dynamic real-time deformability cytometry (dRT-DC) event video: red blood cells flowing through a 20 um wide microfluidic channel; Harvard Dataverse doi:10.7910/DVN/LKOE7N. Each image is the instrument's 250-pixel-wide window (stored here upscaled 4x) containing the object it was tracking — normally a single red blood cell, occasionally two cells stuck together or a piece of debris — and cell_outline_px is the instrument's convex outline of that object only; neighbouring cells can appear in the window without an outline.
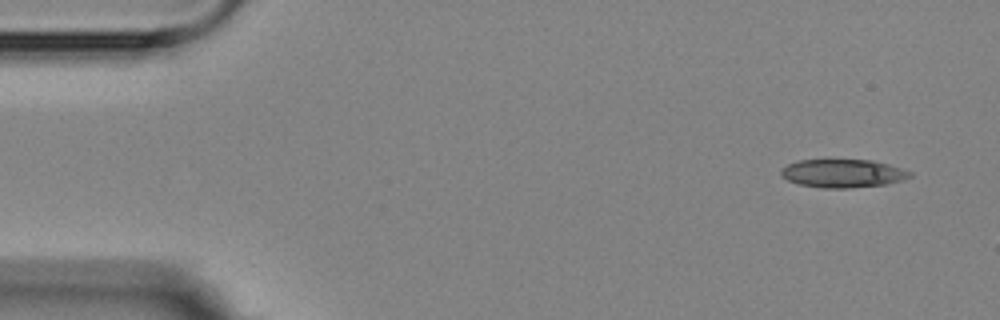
{"species": "Egyptian fruit bat (a non-hibernating species)", "species_latin": "Rousettus aegyptiacus", "temperature_condition": "room temperature", "stored_images_in_passage": 3, "camera_frame_rate_fps": 3000, "um_per_image_px": 0.085, "animal": {"sex": "female"}, "frame": {"image": 1, "passage_image": 1, "time_ms": 0.0, "image_size_px": [1000, 320], "cell_outline_px": [[912, 176], [900, 180], [884, 184], [848, 188], [824, 188], [800, 184], [788, 180], [780, 176], [780, 168], [796, 160], [828, 156], [872, 160], [888, 164], [912, 172]], "centroid_in_image_um": [71.54, 14.67], "position_along_channel_um": 13.5, "area_um2": 22.2}}